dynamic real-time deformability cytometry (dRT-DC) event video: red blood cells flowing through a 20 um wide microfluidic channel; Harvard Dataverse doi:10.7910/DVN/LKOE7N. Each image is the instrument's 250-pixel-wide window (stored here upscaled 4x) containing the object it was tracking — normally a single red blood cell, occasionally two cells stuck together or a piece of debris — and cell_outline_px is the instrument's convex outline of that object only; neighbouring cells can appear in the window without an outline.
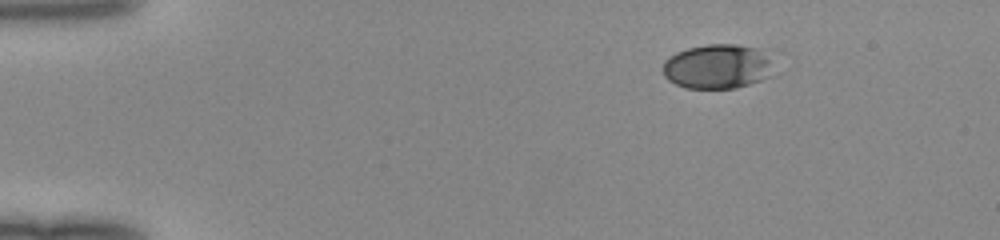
{"species": "human", "species_latin": "Homo sapiens", "temperature_condition": "room temperature", "stored_images_in_passage": 43, "camera_frame_rate_fps": 3000, "um_per_image_px": 0.085, "donor": {"sex": "female"}, "frame": {"image": 1, "passage_image": 1, "time_ms": 0.0, "image_size_px": [1000, 240], "cell_outline_px": [[772, 76], [736, 88], [684, 88], [668, 80], [664, 76], [664, 60], [668, 56], [676, 52], [688, 48], [708, 44], [736, 44], [756, 48], [768, 60]], "centroid_in_image_um": [60.91, 5.66], "position_along_channel_um": 24.1, "area_um2": 28.38}}
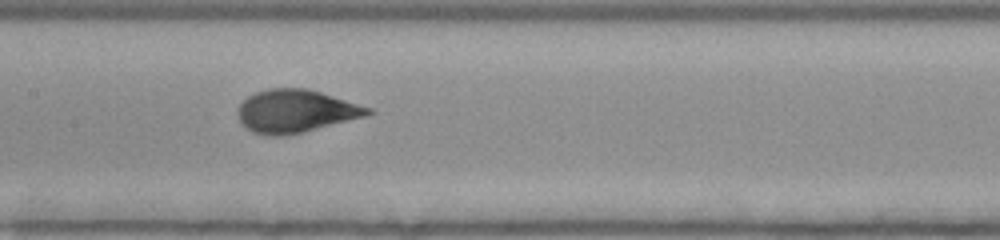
{"frame": {"image": 2, "passage_image": 19, "time_ms": 6.0, "image_size_px": [1000, 240], "cell_outline_px": [[376, 112], [364, 116], [304, 132], [284, 136], [268, 136], [252, 132], [244, 128], [240, 124], [236, 116], [236, 108], [248, 96], [256, 92], [268, 88], [308, 88], [372, 108]], "centroid_in_image_um": [25.07, 9.45], "position_along_channel_um": 182.3, "area_um2": 32.83}}
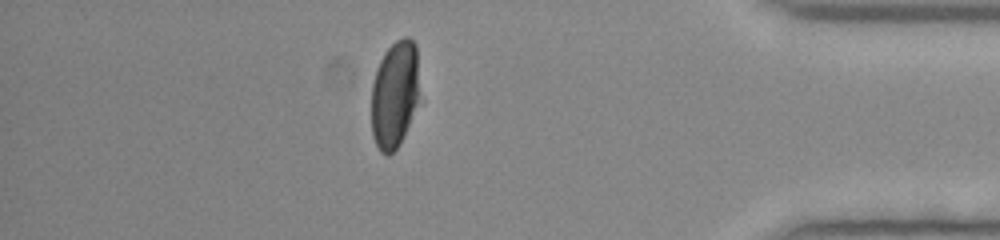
{"frame": {"image": 3, "passage_image": 37, "time_ms": 12.0, "image_size_px": [1000, 240], "cell_outline_px": [[416, 100], [404, 136], [400, 144], [388, 156], [380, 152], [372, 136], [372, 84], [376, 68], [384, 52], [396, 40], [404, 36], [408, 36], [416, 44]], "centroid_in_image_um": [33.48, 8.02], "position_along_channel_um": 401.7, "area_um2": 29.3}}